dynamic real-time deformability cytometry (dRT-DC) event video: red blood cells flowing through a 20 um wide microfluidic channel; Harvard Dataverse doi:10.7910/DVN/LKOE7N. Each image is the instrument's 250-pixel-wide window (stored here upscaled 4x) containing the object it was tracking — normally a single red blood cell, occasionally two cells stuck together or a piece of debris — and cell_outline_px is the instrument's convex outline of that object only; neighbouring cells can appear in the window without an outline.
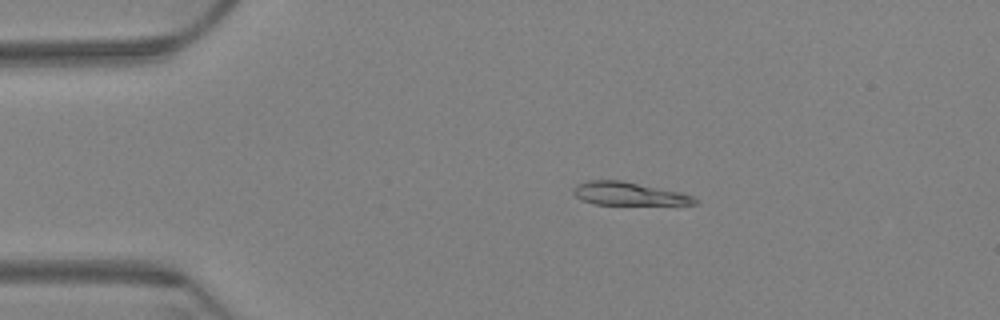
{"species": "Egyptian fruit bat (a non-hibernating species)", "species_latin": "Rousettus aegyptiacus", "temperature_condition": "warm", "stored_images_in_passage": 5, "segment_of_instrument_passage": [1, 2], "camera_frame_rate_fps": 3000, "um_per_image_px": 0.085, "animal": {"sex": "female"}, "frame": {"image": 1, "passage_image": 4, "time_ms": 1.0, "image_size_px": [1000, 320], "cell_outline_px": [[700, 200], [696, 204], [596, 204], [580, 200], [572, 192], [572, 188], [576, 184], [588, 180], [620, 180], [680, 192], [692, 196]], "centroid_in_image_um": [53.38, 16.46], "position_along_channel_um": 31.6, "area_um2": 16.24}}